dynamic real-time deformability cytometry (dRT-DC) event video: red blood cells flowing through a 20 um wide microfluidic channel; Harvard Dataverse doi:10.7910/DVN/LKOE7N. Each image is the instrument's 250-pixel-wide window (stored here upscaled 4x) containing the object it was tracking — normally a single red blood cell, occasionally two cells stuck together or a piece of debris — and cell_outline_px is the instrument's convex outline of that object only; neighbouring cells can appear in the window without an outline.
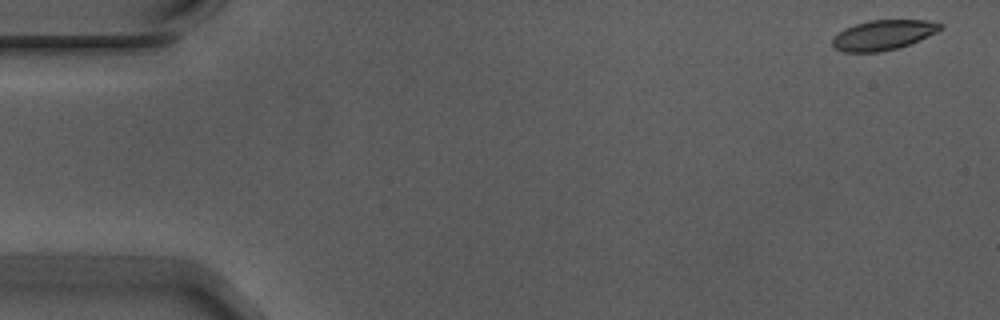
{"species": "Egyptian fruit bat (a non-hibernating species)", "species_latin": "Rousettus aegyptiacus", "temperature_condition": "warm", "stored_images_in_passage": 11, "camera_frame_rate_fps": 3000, "um_per_image_px": 0.085, "animal": {"sex": "male"}, "frame": {"image": 1, "passage_image": 1, "time_ms": 0.0, "image_size_px": [1000, 320], "cell_outline_px": [[944, 28], [920, 40], [896, 48], [880, 52], [844, 52], [836, 48], [832, 44], [832, 36], [844, 28], [868, 20], [924, 20], [944, 24]], "centroid_in_image_um": [75.06, 2.97], "position_along_channel_um": 9.9, "area_um2": 18.84}}